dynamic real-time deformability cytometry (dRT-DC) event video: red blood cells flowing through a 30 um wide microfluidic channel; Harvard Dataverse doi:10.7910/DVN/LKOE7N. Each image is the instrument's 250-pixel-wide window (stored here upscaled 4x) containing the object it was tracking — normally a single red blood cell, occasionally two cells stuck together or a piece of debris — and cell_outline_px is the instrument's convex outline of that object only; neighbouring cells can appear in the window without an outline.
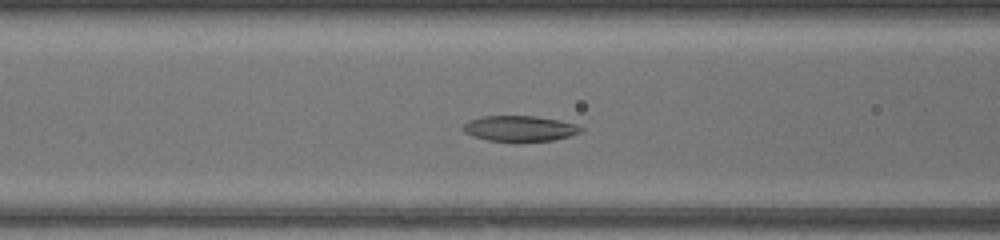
{"species": "common noctule bat (a hibernating species)", "species_latin": "Nyctalus noctula", "temperature_condition": "warm", "stored_images_in_passage": 43, "camera_frame_rate_fps": 3000, "um_per_image_px": 0.085, "animal": {"sex": "female", "body_mass_g": 17.0, "forearm_length_mm": 48.0}, "frame": {"image": 1, "passage_image": 15, "time_ms": 4.667, "image_size_px": [1000, 240], "cell_outline_px": [[584, 128], [580, 132], [568, 136], [552, 140], [488, 140], [472, 136], [464, 132], [460, 128], [468, 120], [480, 116], [532, 116], [556, 120], [576, 124]], "centroid_in_image_um": [44.1, 10.9], "position_along_channel_um": 122.5, "area_um2": 17.17}}
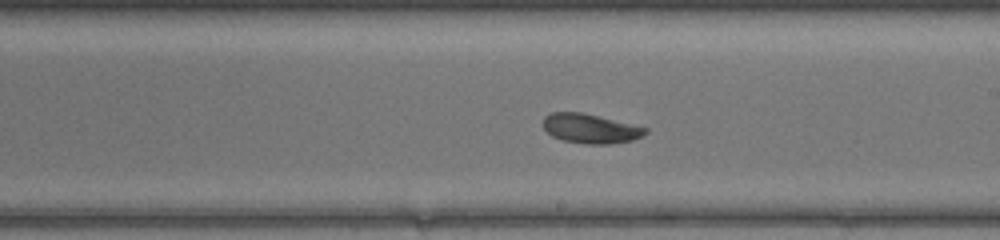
{"frame": {"image": 2, "passage_image": 23, "time_ms": 7.333, "image_size_px": [1000, 240], "cell_outline_px": [[648, 132], [632, 140], [608, 144], [584, 144], [564, 140], [552, 136], [544, 128], [544, 116], [552, 112], [584, 112], [648, 128]], "centroid_in_image_um": [50.18, 10.92], "position_along_channel_um": 238.8, "area_um2": 17.46}}
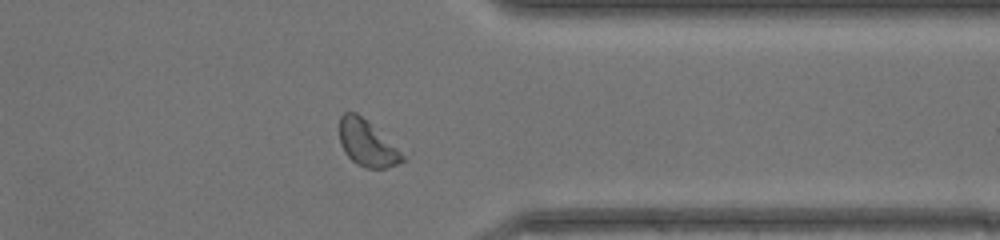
{"frame": {"image": 3, "passage_image": 33, "time_ms": 10.667, "image_size_px": [1000, 240], "cell_outline_px": [[408, 160], [384, 168], [364, 168], [356, 164], [344, 152], [340, 144], [340, 116], [344, 112], [356, 112], [408, 156]], "centroid_in_image_um": [31.23, 12.21], "position_along_channel_um": 380.2, "area_um2": 16.94}, "authors_computed_cell_mechanics": {"area_um2": 18.2648, "velocity_mm_per_s": 4.3748, "shape_relaxation_time_tau1_ms": 2.1774, "shape_relaxation_time_tau2_ms": null, "deformation_change_tau1": 0.1117, "deformation_change_tau2": null}}